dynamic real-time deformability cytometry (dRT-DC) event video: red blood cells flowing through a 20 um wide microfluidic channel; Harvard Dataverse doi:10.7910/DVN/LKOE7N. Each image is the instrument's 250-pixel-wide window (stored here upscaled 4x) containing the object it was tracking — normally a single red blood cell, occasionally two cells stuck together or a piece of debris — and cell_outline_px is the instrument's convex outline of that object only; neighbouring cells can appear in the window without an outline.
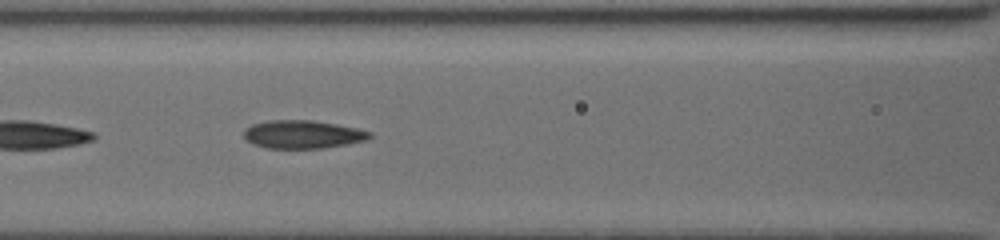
{"species": "common noctule bat (a hibernating species)", "species_latin": "Nyctalus noctula", "temperature_condition": "cold", "stored_images_in_passage": 8, "camera_frame_rate_fps": 3000, "um_per_image_px": 0.085, "animal": {"sex": "female", "body_mass_g": 19.5, "forearm_length_mm": 54.1}, "frame": {"image": 1, "passage_image": 7, "time_ms": 6.667, "image_size_px": [1000, 240], "cell_outline_px": [[372, 136], [368, 140], [348, 144], [324, 148], [264, 148], [252, 144], [244, 136], [244, 128], [252, 124], [268, 120], [312, 120], [336, 124], [356, 128], [372, 132]], "centroid_in_image_um": [25.73, 11.42], "position_along_channel_um": 140.9, "area_um2": 20.81}}